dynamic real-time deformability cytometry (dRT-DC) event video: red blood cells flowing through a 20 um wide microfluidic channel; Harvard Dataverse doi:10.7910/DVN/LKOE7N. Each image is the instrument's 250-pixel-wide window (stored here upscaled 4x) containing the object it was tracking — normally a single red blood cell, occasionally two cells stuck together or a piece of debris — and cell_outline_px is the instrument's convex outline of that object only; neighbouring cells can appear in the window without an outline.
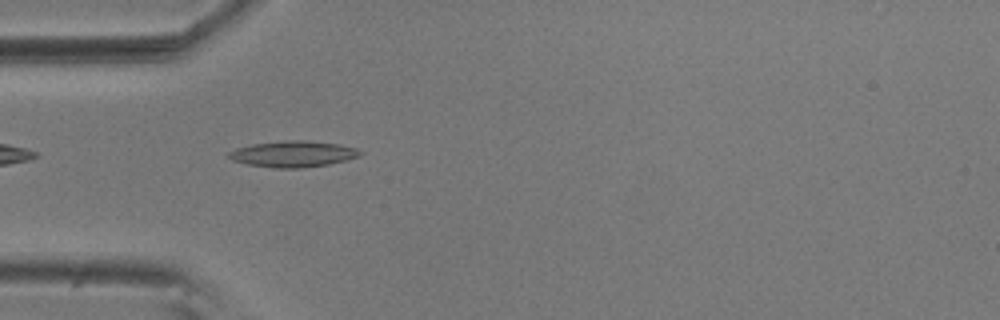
{"species": "common noctule bat (a hibernating species)", "species_latin": "Nyctalus noctula", "temperature_condition": "room temperature", "stored_images_in_passage": 39, "camera_frame_rate_fps": 3000, "um_per_image_px": 0.085, "animal": {"sex": "male", "body_mass_g": 20.5, "forearm_length_mm": 52.5}, "frame": {"image": 1, "passage_image": 1, "time_ms": 0.0, "image_size_px": [1000, 320], "cell_outline_px": [[364, 152], [360, 156], [328, 164], [300, 168], [272, 168], [248, 164], [232, 160], [228, 156], [228, 152], [236, 148], [252, 144], [288, 140], [304, 140], [336, 144], [356, 148]], "centroid_in_image_um": [24.9, 13.09], "position_along_channel_um": 60.1, "area_um2": 19.83}}
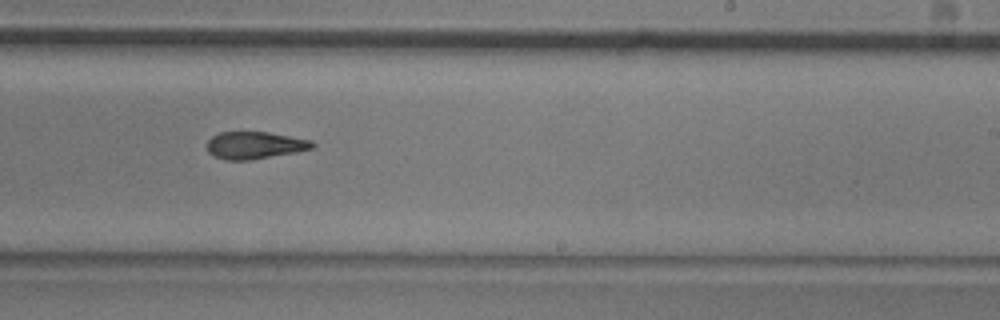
{"frame": {"image": 2, "passage_image": 18, "time_ms": 5.667, "image_size_px": [1000, 320], "cell_outline_px": [[316, 144], [312, 148], [296, 152], [252, 160], [224, 160], [212, 156], [208, 152], [208, 140], [212, 136], [220, 132], [268, 132], [312, 140]], "centroid_in_image_um": [21.65, 12.35], "position_along_channel_um": 267.4, "area_um2": 16.82}}
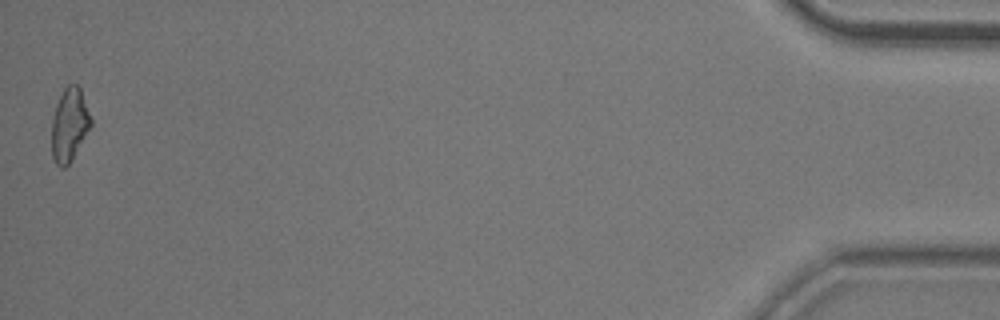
{"frame": {"image": 3, "passage_image": 39, "time_ms": 12.667, "image_size_px": [1000, 320], "cell_outline_px": [[92, 124], [72, 160], [64, 168], [60, 168], [56, 164], [52, 156], [52, 120], [56, 104], [64, 88], [68, 84], [76, 84], [80, 88], [92, 120]], "centroid_in_image_um": [5.9, 10.62], "position_along_channel_um": 429.3, "area_um2": 16.65}, "authors_computed_cell_mechanics": {"area_um2": 17.2244, "velocity_mm_per_s": 3.6798, "shape_relaxation_time_tau1_ms": 5.1486, "shape_relaxation_time_tau2_ms": 4.4062, "deformation_change_tau1": 0.1461, "deformation_change_tau2": 0.1132}}